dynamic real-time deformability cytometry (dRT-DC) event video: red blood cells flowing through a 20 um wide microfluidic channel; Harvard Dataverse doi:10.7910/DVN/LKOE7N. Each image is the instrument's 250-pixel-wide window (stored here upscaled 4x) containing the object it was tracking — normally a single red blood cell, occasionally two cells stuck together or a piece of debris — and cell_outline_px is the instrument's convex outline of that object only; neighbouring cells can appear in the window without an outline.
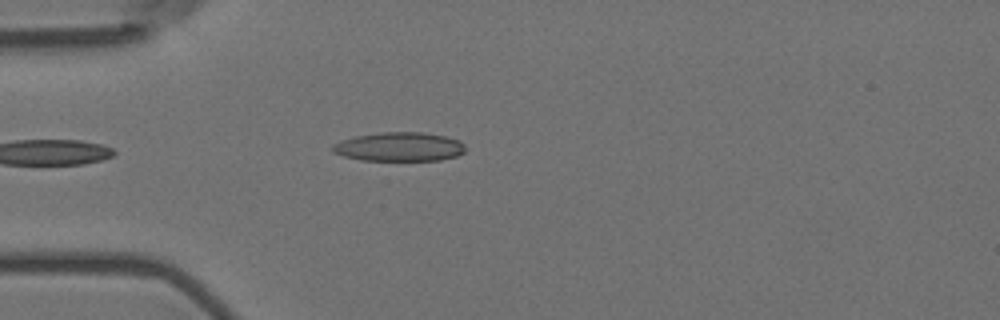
{"species": "Egyptian fruit bat (a non-hibernating species)", "species_latin": "Rousettus aegyptiacus", "temperature_condition": "room temperature", "stored_images_in_passage": 4, "camera_frame_rate_fps": 3000, "um_per_image_px": 0.085, "animal": {"sex": "female"}, "frame": {"image": 1, "passage_image": 2, "time_ms": 0.333, "image_size_px": [1000, 320], "cell_outline_px": [[464, 152], [456, 156], [440, 160], [360, 160], [344, 156], [332, 152], [332, 144], [340, 140], [356, 136], [384, 132], [424, 132], [444, 136], [460, 140], [464, 144]], "centroid_in_image_um": [33.93, 12.47], "position_along_channel_um": 51.1, "area_um2": 22.43}}
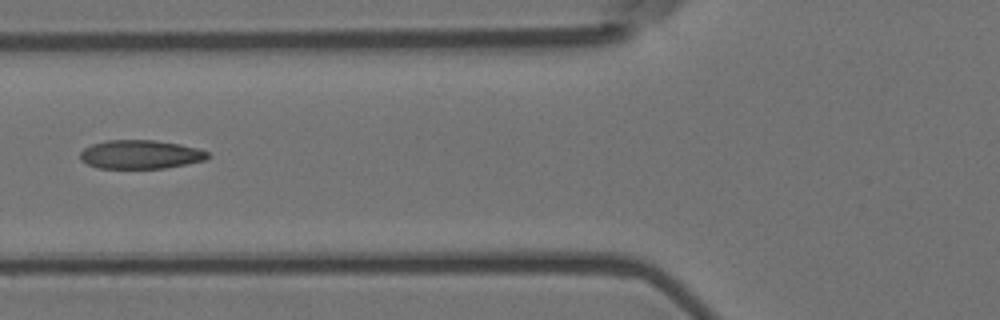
{"frame": {"image": 2, "passage_image": 4, "time_ms": 1.0, "image_size_px": [1000, 320], "cell_outline_px": [[208, 156], [204, 160], [164, 168], [96, 168], [80, 160], [80, 152], [84, 148], [92, 144], [108, 140], [156, 140], [180, 144], [196, 148], [208, 152]], "centroid_in_image_um": [11.89, 13.12], "position_along_channel_um": 113.9, "area_um2": 21.21}}